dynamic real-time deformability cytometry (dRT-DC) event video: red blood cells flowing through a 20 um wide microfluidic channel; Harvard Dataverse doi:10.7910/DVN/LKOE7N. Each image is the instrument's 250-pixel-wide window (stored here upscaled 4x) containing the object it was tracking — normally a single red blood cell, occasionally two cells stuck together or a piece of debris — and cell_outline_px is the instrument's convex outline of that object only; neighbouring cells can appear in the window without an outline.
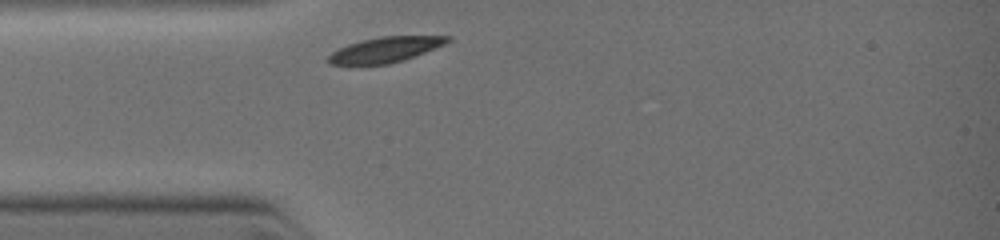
{"species": "common noctule bat (a hibernating species)", "species_latin": "Nyctalus noctula", "temperature_condition": "warm", "stored_images_in_passage": 17, "camera_frame_rate_fps": 3000, "um_per_image_px": 0.085, "animal": {"sex": "female", "body_mass_g": 19.0, "forearm_length_mm": 51.5}, "frame": {"image": 1, "passage_image": 1, "time_ms": 0.0, "image_size_px": [1000, 240], "cell_outline_px": [[452, 40], [436, 48], [404, 60], [388, 64], [328, 64], [328, 56], [332, 52], [348, 44], [360, 40], [380, 36], [452, 36]], "centroid_in_image_um": [32.78, 4.21], "position_along_channel_um": 52.2, "area_um2": 17.51}}
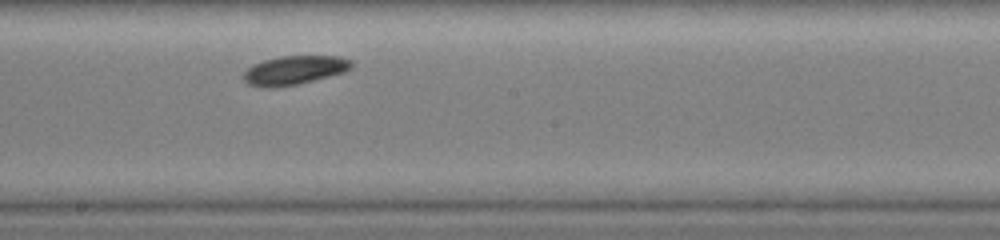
{"frame": {"image": 2, "passage_image": 9, "time_ms": 3.333, "image_size_px": [1000, 240], "cell_outline_px": [[352, 68], [344, 72], [296, 84], [248, 84], [240, 76], [252, 64], [264, 60], [280, 56], [340, 56], [352, 60]], "centroid_in_image_um": [25.07, 5.9], "position_along_channel_um": 223.1, "area_um2": 17.4}}
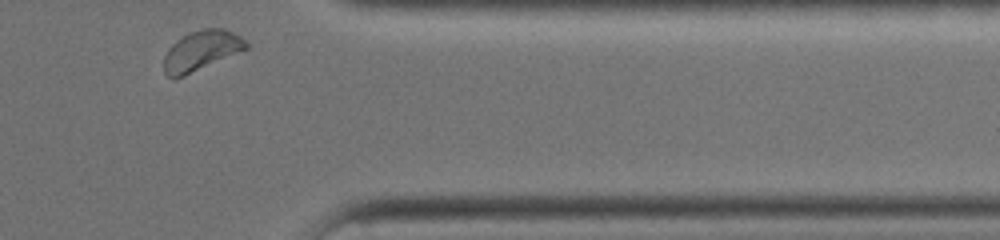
{"frame": {"image": 3, "passage_image": 17, "time_ms": 6.667, "image_size_px": [1000, 240], "cell_outline_px": [[248, 48], [184, 76], [168, 76], [164, 72], [164, 56], [168, 48], [176, 40], [188, 32], [200, 28], [224, 28], [240, 36], [248, 44]], "centroid_in_image_um": [17.1, 4.27], "position_along_channel_um": 394.3, "area_um2": 18.96}}